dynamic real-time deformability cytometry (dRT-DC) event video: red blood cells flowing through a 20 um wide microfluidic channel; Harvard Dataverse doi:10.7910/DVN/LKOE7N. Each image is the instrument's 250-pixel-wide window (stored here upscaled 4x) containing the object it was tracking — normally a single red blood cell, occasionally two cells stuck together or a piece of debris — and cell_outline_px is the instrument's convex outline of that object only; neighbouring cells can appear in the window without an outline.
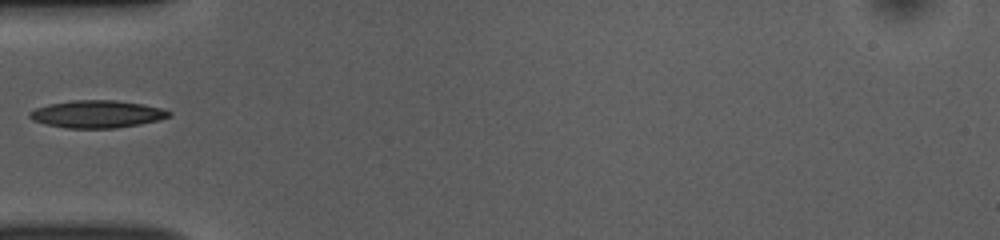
{"species": "common noctule bat (a hibernating species)", "species_latin": "Nyctalus noctula", "temperature_condition": "room temperature", "stored_images_in_passage": 6, "camera_frame_rate_fps": 3000, "um_per_image_px": 0.085, "animal": {"sex": "female", "body_mass_g": 10.0, "forearm_length_mm": 53.1}, "frame": {"image": 1, "passage_image": 1, "time_ms": 0.0, "image_size_px": [1000, 240], "cell_outline_px": [[172, 116], [140, 124], [116, 128], [64, 128], [44, 124], [32, 120], [28, 116], [28, 112], [36, 108], [48, 104], [72, 100], [116, 100], [144, 104], [164, 108], [172, 112]], "centroid_in_image_um": [8.24, 9.69], "position_along_channel_um": 76.8, "area_um2": 22.54}}